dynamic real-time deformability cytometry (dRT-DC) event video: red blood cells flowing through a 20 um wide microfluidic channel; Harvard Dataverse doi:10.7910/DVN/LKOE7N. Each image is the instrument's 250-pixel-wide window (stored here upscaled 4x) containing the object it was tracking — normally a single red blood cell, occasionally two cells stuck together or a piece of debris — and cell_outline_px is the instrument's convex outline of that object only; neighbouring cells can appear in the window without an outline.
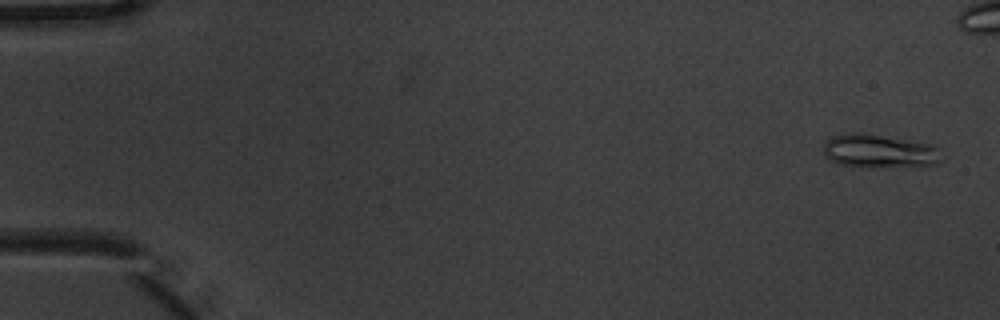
{"species": "common noctule bat (a hibernating species)", "species_latin": "Nyctalus noctula", "temperature_condition": "warm", "stored_images_in_passage": 10, "camera_frame_rate_fps": 3000, "um_per_image_px": 0.085, "animal": {"sex": "male", "body_mass_g": 20.1, "forearm_length_mm": 53.5}, "frame": {"image": 1, "passage_image": 1, "time_ms": 0.0, "image_size_px": [1000, 320], "cell_outline_px": [[940, 160], [936, 164], [872, 168], [860, 168], [840, 164], [824, 156], [824, 144], [832, 136], [852, 132], [860, 132], [936, 144]], "centroid_in_image_um": [74.71, 12.85], "position_along_channel_um": 10.3, "area_um2": 23.24}}
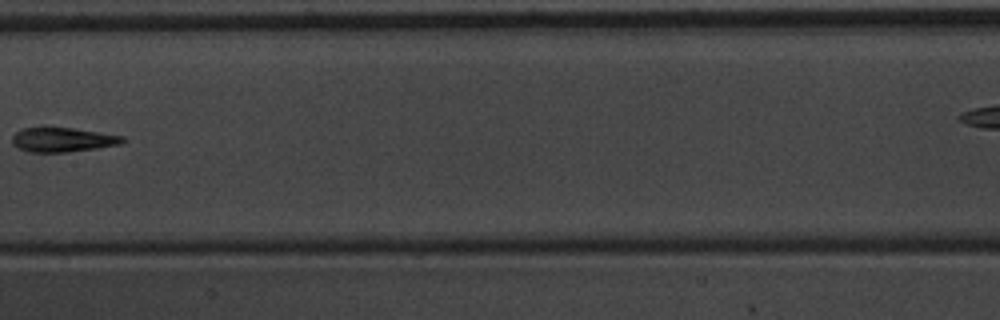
{"frame": {"image": 2, "passage_image": 8, "time_ms": 2.333, "image_size_px": [1000, 320], "cell_outline_px": [[128, 140], [120, 144], [96, 148], [68, 152], [28, 152], [12, 144], [12, 136], [16, 132], [24, 128], [72, 128], [124, 136]], "centroid_in_image_um": [5.35, 11.88], "position_along_channel_um": 202.1, "area_um2": 15.55}}
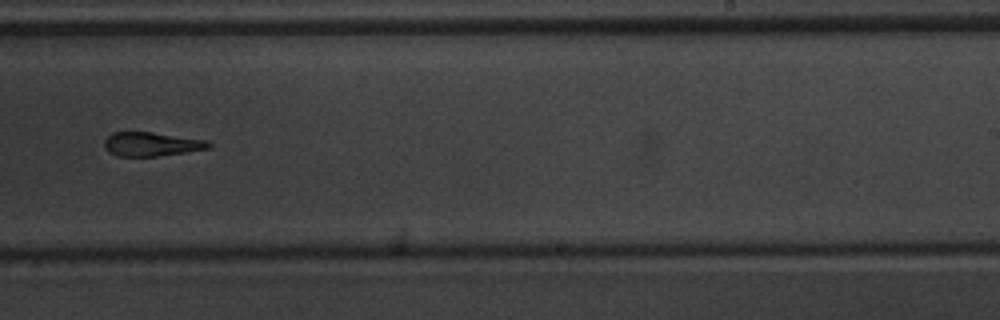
{"frame": {"image": 3, "passage_image": 10, "time_ms": 3.0, "image_size_px": [1000, 320], "cell_outline_px": [[212, 148], [188, 152], [156, 156], [120, 156], [108, 152], [104, 148], [104, 140], [112, 132], [152, 132], [208, 140], [212, 144]], "centroid_in_image_um": [12.91, 12.25], "position_along_channel_um": 276.1, "area_um2": 14.74}}